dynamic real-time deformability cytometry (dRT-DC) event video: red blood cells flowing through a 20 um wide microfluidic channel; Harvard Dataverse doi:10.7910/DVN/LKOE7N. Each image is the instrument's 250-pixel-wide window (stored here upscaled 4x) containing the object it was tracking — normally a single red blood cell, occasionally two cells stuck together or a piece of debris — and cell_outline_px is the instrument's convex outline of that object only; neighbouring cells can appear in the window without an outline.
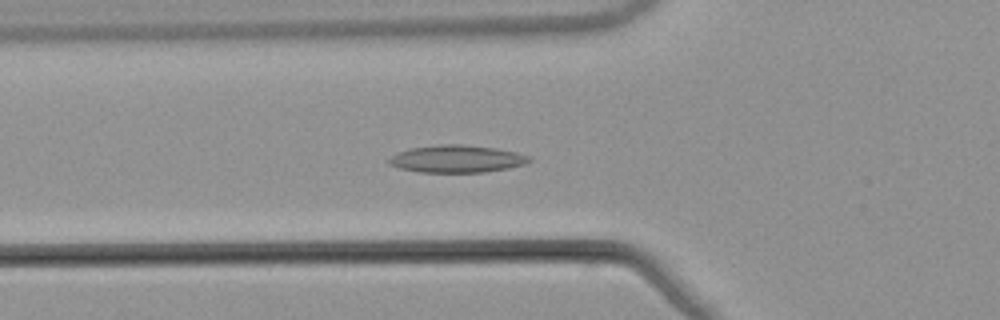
{"species": "common noctule bat (a hibernating species)", "species_latin": "Nyctalus noctula", "temperature_condition": "warm", "stored_images_in_passage": 54, "camera_frame_rate_fps": 3000, "um_per_image_px": 0.085, "animal": {"sex": "male", "body_mass_g": 21.5, "forearm_length_mm": 52.0}, "frame": {"image": 1, "passage_image": 20, "time_ms": 6.333, "image_size_px": [1000, 320], "cell_outline_px": [[532, 160], [524, 164], [508, 168], [484, 172], [420, 172], [400, 168], [388, 164], [384, 160], [400, 152], [412, 148], [440, 144], [460, 144], [496, 148], [516, 152], [532, 156]], "centroid_in_image_um": [38.84, 13.5], "position_along_channel_um": 87.0, "area_um2": 22.37}}
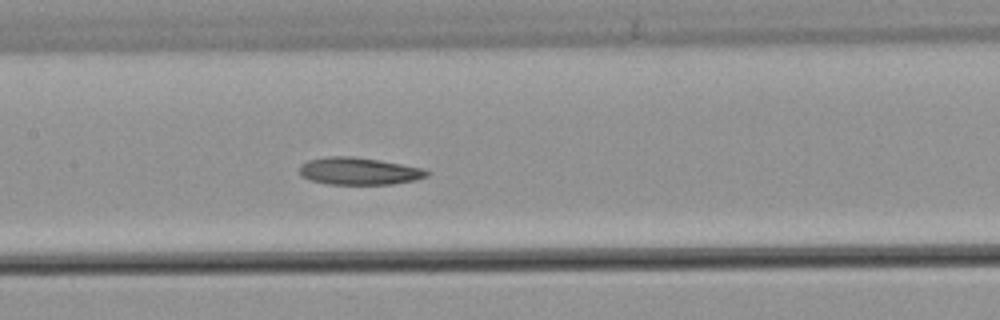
{"frame": {"image": 2, "passage_image": 27, "time_ms": 8.667, "image_size_px": [1000, 320], "cell_outline_px": [[428, 176], [416, 180], [392, 184], [328, 184], [308, 180], [300, 176], [300, 164], [308, 160], [328, 156], [352, 156], [424, 168], [428, 172]], "centroid_in_image_um": [30.47, 14.55], "position_along_channel_um": 176.9, "area_um2": 20.23}}
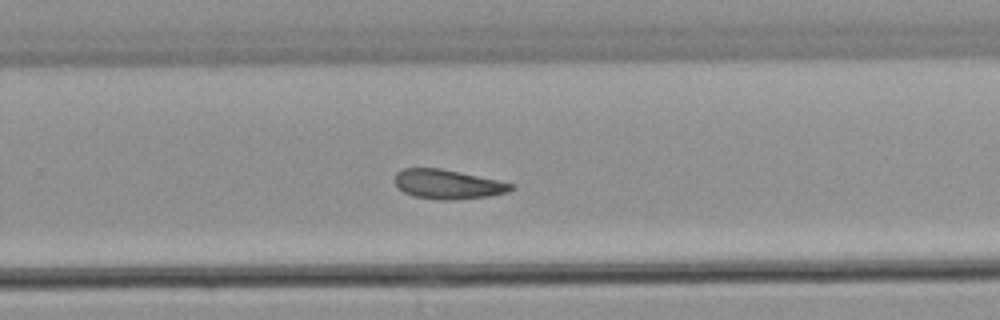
{"frame": {"image": 3, "passage_image": 36, "time_ms": 11.667, "image_size_px": [1000, 320], "cell_outline_px": [[516, 188], [508, 192], [488, 196], [452, 200], [440, 200], [412, 196], [404, 192], [396, 184], [396, 172], [404, 168], [440, 168], [460, 172], [496, 180], [512, 184]], "centroid_in_image_um": [38.06, 15.67], "position_along_channel_um": 291.7, "area_um2": 19.71}, "authors_computed_cell_mechanics": {"area_um2": 20.7213, "velocity_mm_per_s": 3.8428, "shape_relaxation_time_tau1_ms": null, "shape_relaxation_time_tau2_ms": 10.2023, "deformation_change_tau1": null, "deformation_change_tau2": 0.1928}}